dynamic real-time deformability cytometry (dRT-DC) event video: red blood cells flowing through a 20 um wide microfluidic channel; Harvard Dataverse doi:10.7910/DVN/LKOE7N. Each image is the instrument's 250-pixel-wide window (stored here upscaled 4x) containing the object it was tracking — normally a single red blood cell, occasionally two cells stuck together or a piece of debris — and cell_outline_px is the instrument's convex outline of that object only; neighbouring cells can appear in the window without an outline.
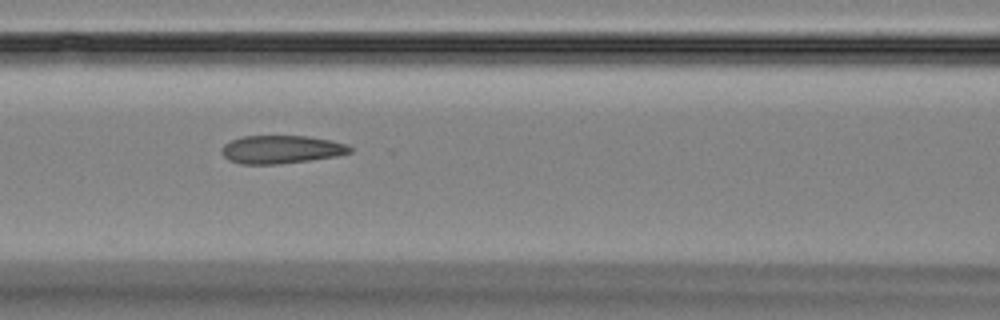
{"species": "Egyptian fruit bat (a non-hibernating species)", "species_latin": "Rousettus aegyptiacus", "temperature_condition": "room temperature", "stored_images_in_passage": 15, "camera_frame_rate_fps": 3000, "um_per_image_px": 0.085, "animal": {"sex": "female"}, "frame": {"image": 1, "passage_image": 7, "time_ms": 11.0, "image_size_px": [1000, 320], "cell_outline_px": [[352, 152], [336, 156], [308, 160], [276, 164], [240, 164], [228, 160], [220, 152], [224, 144], [240, 136], [308, 136], [332, 140], [348, 144], [352, 148]], "centroid_in_image_um": [23.9, 12.7], "position_along_channel_um": 142.7, "area_um2": 21.1}}
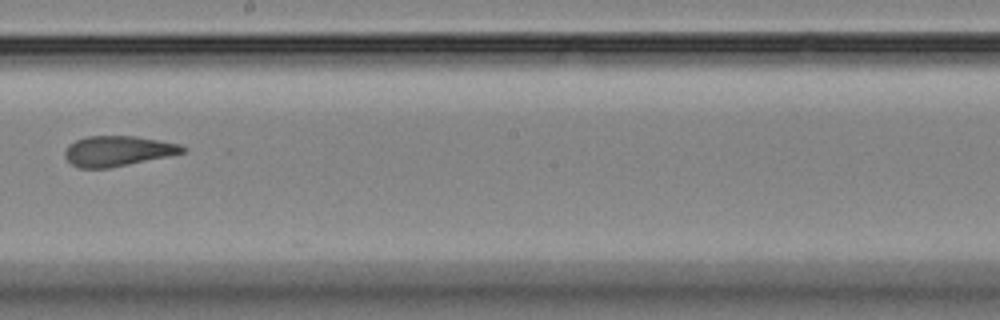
{"frame": {"image": 2, "passage_image": 9, "time_ms": 13.667, "image_size_px": [1000, 320], "cell_outline_px": [[188, 148], [184, 152], [168, 156], [108, 168], [80, 168], [72, 164], [64, 156], [64, 152], [68, 144], [76, 140], [88, 136], [136, 136], [180, 144]], "centroid_in_image_um": [10.0, 12.83], "position_along_channel_um": 238.2, "area_um2": 20.63}}
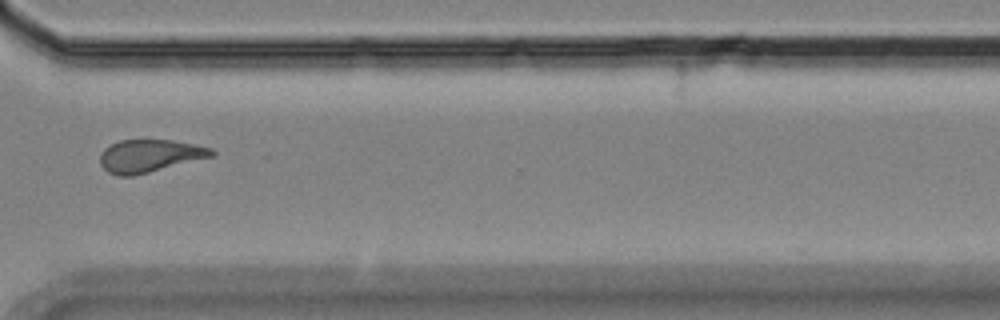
{"frame": {"image": 3, "passage_image": 12, "time_ms": 17.0, "image_size_px": [1000, 320], "cell_outline_px": [[216, 152], [212, 156], [132, 176], [116, 176], [108, 172], [100, 164], [100, 156], [104, 148], [120, 140], [172, 140], [212, 148]], "centroid_in_image_um": [12.68, 13.24], "position_along_channel_um": 357.9, "area_um2": 20.92}, "authors_computed_cell_mechanics": {"area_um2": 19.941, "velocity_mm_per_s": 3.6022, "shape_relaxation_time_tau1_ms": null, "shape_relaxation_time_tau2_ms": 2.8259, "deformation_change_tau1": null, "deformation_change_tau2": 0.0677}}